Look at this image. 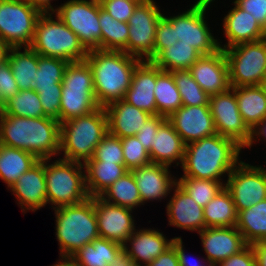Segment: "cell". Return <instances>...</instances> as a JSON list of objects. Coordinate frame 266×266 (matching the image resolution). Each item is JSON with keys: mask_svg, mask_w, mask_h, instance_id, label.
<instances>
[{"mask_svg": "<svg viewBox=\"0 0 266 266\" xmlns=\"http://www.w3.org/2000/svg\"><path fill=\"white\" fill-rule=\"evenodd\" d=\"M242 149L235 140L217 133L188 143L180 166L182 177L221 181L225 184L223 178L228 177L242 161L239 156Z\"/></svg>", "mask_w": 266, "mask_h": 266, "instance_id": "6da1fadb", "label": "cell"}, {"mask_svg": "<svg viewBox=\"0 0 266 266\" xmlns=\"http://www.w3.org/2000/svg\"><path fill=\"white\" fill-rule=\"evenodd\" d=\"M0 144L52 159L60 150V122L50 117L27 118L0 113Z\"/></svg>", "mask_w": 266, "mask_h": 266, "instance_id": "7a4b0ae2", "label": "cell"}, {"mask_svg": "<svg viewBox=\"0 0 266 266\" xmlns=\"http://www.w3.org/2000/svg\"><path fill=\"white\" fill-rule=\"evenodd\" d=\"M90 65L97 104L106 107L123 100L141 59L124 51L93 49L85 59Z\"/></svg>", "mask_w": 266, "mask_h": 266, "instance_id": "3957f363", "label": "cell"}, {"mask_svg": "<svg viewBox=\"0 0 266 266\" xmlns=\"http://www.w3.org/2000/svg\"><path fill=\"white\" fill-rule=\"evenodd\" d=\"M107 134L108 119L104 107L60 123L59 158L85 164Z\"/></svg>", "mask_w": 266, "mask_h": 266, "instance_id": "277c9868", "label": "cell"}, {"mask_svg": "<svg viewBox=\"0 0 266 266\" xmlns=\"http://www.w3.org/2000/svg\"><path fill=\"white\" fill-rule=\"evenodd\" d=\"M53 210L59 256H72L83 246L100 237L93 197Z\"/></svg>", "mask_w": 266, "mask_h": 266, "instance_id": "5b68a950", "label": "cell"}, {"mask_svg": "<svg viewBox=\"0 0 266 266\" xmlns=\"http://www.w3.org/2000/svg\"><path fill=\"white\" fill-rule=\"evenodd\" d=\"M30 47L41 56L68 62L84 61L88 55L79 37L54 12L42 13L39 17Z\"/></svg>", "mask_w": 266, "mask_h": 266, "instance_id": "8992f818", "label": "cell"}, {"mask_svg": "<svg viewBox=\"0 0 266 266\" xmlns=\"http://www.w3.org/2000/svg\"><path fill=\"white\" fill-rule=\"evenodd\" d=\"M45 159L48 205L51 209L81 203L90 196L86 189L84 164L57 158Z\"/></svg>", "mask_w": 266, "mask_h": 266, "instance_id": "52a82bcc", "label": "cell"}, {"mask_svg": "<svg viewBox=\"0 0 266 266\" xmlns=\"http://www.w3.org/2000/svg\"><path fill=\"white\" fill-rule=\"evenodd\" d=\"M99 107L90 65L86 60L69 62L62 80L60 123L87 115Z\"/></svg>", "mask_w": 266, "mask_h": 266, "instance_id": "ba28073f", "label": "cell"}, {"mask_svg": "<svg viewBox=\"0 0 266 266\" xmlns=\"http://www.w3.org/2000/svg\"><path fill=\"white\" fill-rule=\"evenodd\" d=\"M231 87L264 85L266 40L247 42L224 50Z\"/></svg>", "mask_w": 266, "mask_h": 266, "instance_id": "9c48e42d", "label": "cell"}, {"mask_svg": "<svg viewBox=\"0 0 266 266\" xmlns=\"http://www.w3.org/2000/svg\"><path fill=\"white\" fill-rule=\"evenodd\" d=\"M211 5L210 0H197L187 11L167 15L175 25L176 38L195 48L201 55H209L220 49L218 39L207 22L206 12Z\"/></svg>", "mask_w": 266, "mask_h": 266, "instance_id": "30bf717a", "label": "cell"}, {"mask_svg": "<svg viewBox=\"0 0 266 266\" xmlns=\"http://www.w3.org/2000/svg\"><path fill=\"white\" fill-rule=\"evenodd\" d=\"M42 13L26 0H0V38L10 47H30Z\"/></svg>", "mask_w": 266, "mask_h": 266, "instance_id": "8fae6325", "label": "cell"}, {"mask_svg": "<svg viewBox=\"0 0 266 266\" xmlns=\"http://www.w3.org/2000/svg\"><path fill=\"white\" fill-rule=\"evenodd\" d=\"M54 13L70 28L89 51L101 50L99 0H67Z\"/></svg>", "mask_w": 266, "mask_h": 266, "instance_id": "7c38bea8", "label": "cell"}, {"mask_svg": "<svg viewBox=\"0 0 266 266\" xmlns=\"http://www.w3.org/2000/svg\"><path fill=\"white\" fill-rule=\"evenodd\" d=\"M160 6L154 0L140 2L128 21L129 36L127 54L151 61L154 58L156 26L163 16Z\"/></svg>", "mask_w": 266, "mask_h": 266, "instance_id": "4fadbf2b", "label": "cell"}, {"mask_svg": "<svg viewBox=\"0 0 266 266\" xmlns=\"http://www.w3.org/2000/svg\"><path fill=\"white\" fill-rule=\"evenodd\" d=\"M225 188L230 192L237 212L266 199V168L241 161L227 177Z\"/></svg>", "mask_w": 266, "mask_h": 266, "instance_id": "5bb4252c", "label": "cell"}, {"mask_svg": "<svg viewBox=\"0 0 266 266\" xmlns=\"http://www.w3.org/2000/svg\"><path fill=\"white\" fill-rule=\"evenodd\" d=\"M209 108L216 133L235 140L245 149L251 142L252 131L242 119L234 90L210 96Z\"/></svg>", "mask_w": 266, "mask_h": 266, "instance_id": "9a60e30c", "label": "cell"}, {"mask_svg": "<svg viewBox=\"0 0 266 266\" xmlns=\"http://www.w3.org/2000/svg\"><path fill=\"white\" fill-rule=\"evenodd\" d=\"M98 232L101 238L124 244L136 230L134 210L93 197Z\"/></svg>", "mask_w": 266, "mask_h": 266, "instance_id": "2e32d148", "label": "cell"}, {"mask_svg": "<svg viewBox=\"0 0 266 266\" xmlns=\"http://www.w3.org/2000/svg\"><path fill=\"white\" fill-rule=\"evenodd\" d=\"M167 120L173 125L174 130L186 145L216 134L209 105H182Z\"/></svg>", "mask_w": 266, "mask_h": 266, "instance_id": "e0dca14e", "label": "cell"}, {"mask_svg": "<svg viewBox=\"0 0 266 266\" xmlns=\"http://www.w3.org/2000/svg\"><path fill=\"white\" fill-rule=\"evenodd\" d=\"M188 70L209 96L231 88L228 63L221 48L215 53L202 55Z\"/></svg>", "mask_w": 266, "mask_h": 266, "instance_id": "ac0fdd59", "label": "cell"}, {"mask_svg": "<svg viewBox=\"0 0 266 266\" xmlns=\"http://www.w3.org/2000/svg\"><path fill=\"white\" fill-rule=\"evenodd\" d=\"M8 190L15 196L23 213L34 212L45 207L48 204L45 159L39 160L27 170Z\"/></svg>", "mask_w": 266, "mask_h": 266, "instance_id": "d6986e66", "label": "cell"}, {"mask_svg": "<svg viewBox=\"0 0 266 266\" xmlns=\"http://www.w3.org/2000/svg\"><path fill=\"white\" fill-rule=\"evenodd\" d=\"M207 260L217 266L248 244L236 227H206L198 232Z\"/></svg>", "mask_w": 266, "mask_h": 266, "instance_id": "ffe728a7", "label": "cell"}, {"mask_svg": "<svg viewBox=\"0 0 266 266\" xmlns=\"http://www.w3.org/2000/svg\"><path fill=\"white\" fill-rule=\"evenodd\" d=\"M166 165L151 163L149 165L133 169L131 172L136 181L142 205L149 201H161L172 194V188L177 183Z\"/></svg>", "mask_w": 266, "mask_h": 266, "instance_id": "44dd1931", "label": "cell"}, {"mask_svg": "<svg viewBox=\"0 0 266 266\" xmlns=\"http://www.w3.org/2000/svg\"><path fill=\"white\" fill-rule=\"evenodd\" d=\"M166 206L168 225L191 232L205 229L203 207L199 206L177 183Z\"/></svg>", "mask_w": 266, "mask_h": 266, "instance_id": "7402d4cb", "label": "cell"}, {"mask_svg": "<svg viewBox=\"0 0 266 266\" xmlns=\"http://www.w3.org/2000/svg\"><path fill=\"white\" fill-rule=\"evenodd\" d=\"M233 8L228 10L222 20L223 33L227 40L224 44L218 39L222 50L238 44L255 42L263 39V27L247 11L241 9L234 1ZM223 43V44H222Z\"/></svg>", "mask_w": 266, "mask_h": 266, "instance_id": "603a6c76", "label": "cell"}, {"mask_svg": "<svg viewBox=\"0 0 266 266\" xmlns=\"http://www.w3.org/2000/svg\"><path fill=\"white\" fill-rule=\"evenodd\" d=\"M174 239H167L158 228L138 227L123 244V248L137 264L147 266L171 247Z\"/></svg>", "mask_w": 266, "mask_h": 266, "instance_id": "cb8c5ba5", "label": "cell"}, {"mask_svg": "<svg viewBox=\"0 0 266 266\" xmlns=\"http://www.w3.org/2000/svg\"><path fill=\"white\" fill-rule=\"evenodd\" d=\"M156 86V65L143 60L135 68L125 100L151 115H157L154 88Z\"/></svg>", "mask_w": 266, "mask_h": 266, "instance_id": "d4e9b609", "label": "cell"}, {"mask_svg": "<svg viewBox=\"0 0 266 266\" xmlns=\"http://www.w3.org/2000/svg\"><path fill=\"white\" fill-rule=\"evenodd\" d=\"M104 109L108 119V133L119 138L135 136L151 116L125 100L112 102Z\"/></svg>", "mask_w": 266, "mask_h": 266, "instance_id": "484cf974", "label": "cell"}, {"mask_svg": "<svg viewBox=\"0 0 266 266\" xmlns=\"http://www.w3.org/2000/svg\"><path fill=\"white\" fill-rule=\"evenodd\" d=\"M186 144L166 119L154 135L153 147L150 150L152 163L178 167L182 165ZM175 163V165H174Z\"/></svg>", "mask_w": 266, "mask_h": 266, "instance_id": "4316f807", "label": "cell"}, {"mask_svg": "<svg viewBox=\"0 0 266 266\" xmlns=\"http://www.w3.org/2000/svg\"><path fill=\"white\" fill-rule=\"evenodd\" d=\"M235 92L244 123L253 131L266 119V88L264 85L231 87Z\"/></svg>", "mask_w": 266, "mask_h": 266, "instance_id": "83f0119b", "label": "cell"}, {"mask_svg": "<svg viewBox=\"0 0 266 266\" xmlns=\"http://www.w3.org/2000/svg\"><path fill=\"white\" fill-rule=\"evenodd\" d=\"M86 189L90 197H99L110 185L128 172L124 164L87 161L84 164Z\"/></svg>", "mask_w": 266, "mask_h": 266, "instance_id": "f1b7e54d", "label": "cell"}, {"mask_svg": "<svg viewBox=\"0 0 266 266\" xmlns=\"http://www.w3.org/2000/svg\"><path fill=\"white\" fill-rule=\"evenodd\" d=\"M38 161L30 152L0 144V179L8 189Z\"/></svg>", "mask_w": 266, "mask_h": 266, "instance_id": "f546056e", "label": "cell"}, {"mask_svg": "<svg viewBox=\"0 0 266 266\" xmlns=\"http://www.w3.org/2000/svg\"><path fill=\"white\" fill-rule=\"evenodd\" d=\"M7 60L19 90L33 89L38 70V53L31 47H11Z\"/></svg>", "mask_w": 266, "mask_h": 266, "instance_id": "4dcf8cb0", "label": "cell"}, {"mask_svg": "<svg viewBox=\"0 0 266 266\" xmlns=\"http://www.w3.org/2000/svg\"><path fill=\"white\" fill-rule=\"evenodd\" d=\"M236 228L248 245L266 241V199L248 209L239 211Z\"/></svg>", "mask_w": 266, "mask_h": 266, "instance_id": "1f68e13d", "label": "cell"}, {"mask_svg": "<svg viewBox=\"0 0 266 266\" xmlns=\"http://www.w3.org/2000/svg\"><path fill=\"white\" fill-rule=\"evenodd\" d=\"M203 214L205 227H236L238 212L225 187L203 208Z\"/></svg>", "mask_w": 266, "mask_h": 266, "instance_id": "d6a6232c", "label": "cell"}, {"mask_svg": "<svg viewBox=\"0 0 266 266\" xmlns=\"http://www.w3.org/2000/svg\"><path fill=\"white\" fill-rule=\"evenodd\" d=\"M157 115L168 118L182 106V99L171 71L156 66V86L154 88Z\"/></svg>", "mask_w": 266, "mask_h": 266, "instance_id": "836d02e7", "label": "cell"}, {"mask_svg": "<svg viewBox=\"0 0 266 266\" xmlns=\"http://www.w3.org/2000/svg\"><path fill=\"white\" fill-rule=\"evenodd\" d=\"M201 56L195 48L179 40L161 50L151 62L164 71L188 70Z\"/></svg>", "mask_w": 266, "mask_h": 266, "instance_id": "e575fe53", "label": "cell"}, {"mask_svg": "<svg viewBox=\"0 0 266 266\" xmlns=\"http://www.w3.org/2000/svg\"><path fill=\"white\" fill-rule=\"evenodd\" d=\"M99 197L105 202L131 210H136L142 205L138 187L131 171L116 180Z\"/></svg>", "mask_w": 266, "mask_h": 266, "instance_id": "d590c367", "label": "cell"}, {"mask_svg": "<svg viewBox=\"0 0 266 266\" xmlns=\"http://www.w3.org/2000/svg\"><path fill=\"white\" fill-rule=\"evenodd\" d=\"M99 24L101 27V50L124 51L127 53L129 25L118 21L104 10L99 2Z\"/></svg>", "mask_w": 266, "mask_h": 266, "instance_id": "8d00e7d4", "label": "cell"}, {"mask_svg": "<svg viewBox=\"0 0 266 266\" xmlns=\"http://www.w3.org/2000/svg\"><path fill=\"white\" fill-rule=\"evenodd\" d=\"M122 247L120 243L98 237L72 257L83 266H108Z\"/></svg>", "mask_w": 266, "mask_h": 266, "instance_id": "74e56055", "label": "cell"}, {"mask_svg": "<svg viewBox=\"0 0 266 266\" xmlns=\"http://www.w3.org/2000/svg\"><path fill=\"white\" fill-rule=\"evenodd\" d=\"M0 113L16 117H45L40 97L34 89L19 92L0 107Z\"/></svg>", "mask_w": 266, "mask_h": 266, "instance_id": "f35d334b", "label": "cell"}, {"mask_svg": "<svg viewBox=\"0 0 266 266\" xmlns=\"http://www.w3.org/2000/svg\"><path fill=\"white\" fill-rule=\"evenodd\" d=\"M68 63V61L61 58L38 54V70L35 81H33V89L38 92L40 89L55 88L57 83H62Z\"/></svg>", "mask_w": 266, "mask_h": 266, "instance_id": "ab89813d", "label": "cell"}, {"mask_svg": "<svg viewBox=\"0 0 266 266\" xmlns=\"http://www.w3.org/2000/svg\"><path fill=\"white\" fill-rule=\"evenodd\" d=\"M182 99V105H209L210 96L194 80L189 70L171 71Z\"/></svg>", "mask_w": 266, "mask_h": 266, "instance_id": "60d3db41", "label": "cell"}, {"mask_svg": "<svg viewBox=\"0 0 266 266\" xmlns=\"http://www.w3.org/2000/svg\"><path fill=\"white\" fill-rule=\"evenodd\" d=\"M177 184L203 208L225 187L221 181L181 176Z\"/></svg>", "mask_w": 266, "mask_h": 266, "instance_id": "b9f144b4", "label": "cell"}, {"mask_svg": "<svg viewBox=\"0 0 266 266\" xmlns=\"http://www.w3.org/2000/svg\"><path fill=\"white\" fill-rule=\"evenodd\" d=\"M124 165L128 171L151 164L150 154L136 136L121 138Z\"/></svg>", "mask_w": 266, "mask_h": 266, "instance_id": "7bdbcfd3", "label": "cell"}, {"mask_svg": "<svg viewBox=\"0 0 266 266\" xmlns=\"http://www.w3.org/2000/svg\"><path fill=\"white\" fill-rule=\"evenodd\" d=\"M89 161L124 164L121 138L108 133L96 146L93 156Z\"/></svg>", "mask_w": 266, "mask_h": 266, "instance_id": "ee69618b", "label": "cell"}, {"mask_svg": "<svg viewBox=\"0 0 266 266\" xmlns=\"http://www.w3.org/2000/svg\"><path fill=\"white\" fill-rule=\"evenodd\" d=\"M166 13L160 18L156 26L154 57L163 49L173 46L179 41L175 34V25L167 18Z\"/></svg>", "mask_w": 266, "mask_h": 266, "instance_id": "f6af8a7d", "label": "cell"}, {"mask_svg": "<svg viewBox=\"0 0 266 266\" xmlns=\"http://www.w3.org/2000/svg\"><path fill=\"white\" fill-rule=\"evenodd\" d=\"M45 116L60 122V100L62 83H57L55 88L40 89L38 92Z\"/></svg>", "mask_w": 266, "mask_h": 266, "instance_id": "bcb514c9", "label": "cell"}, {"mask_svg": "<svg viewBox=\"0 0 266 266\" xmlns=\"http://www.w3.org/2000/svg\"><path fill=\"white\" fill-rule=\"evenodd\" d=\"M144 0H99L101 7L114 19L128 23L136 6Z\"/></svg>", "mask_w": 266, "mask_h": 266, "instance_id": "7dc6e473", "label": "cell"}, {"mask_svg": "<svg viewBox=\"0 0 266 266\" xmlns=\"http://www.w3.org/2000/svg\"><path fill=\"white\" fill-rule=\"evenodd\" d=\"M19 88L8 60L0 63V107L15 96Z\"/></svg>", "mask_w": 266, "mask_h": 266, "instance_id": "c3c4849f", "label": "cell"}, {"mask_svg": "<svg viewBox=\"0 0 266 266\" xmlns=\"http://www.w3.org/2000/svg\"><path fill=\"white\" fill-rule=\"evenodd\" d=\"M167 118L161 115H151L148 120L143 124L142 128L135 135L142 143L143 147L150 152L153 147L154 135L157 134L159 126Z\"/></svg>", "mask_w": 266, "mask_h": 266, "instance_id": "681fc988", "label": "cell"}, {"mask_svg": "<svg viewBox=\"0 0 266 266\" xmlns=\"http://www.w3.org/2000/svg\"><path fill=\"white\" fill-rule=\"evenodd\" d=\"M234 2L250 13L262 27L266 24V0H234Z\"/></svg>", "mask_w": 266, "mask_h": 266, "instance_id": "f907efd6", "label": "cell"}, {"mask_svg": "<svg viewBox=\"0 0 266 266\" xmlns=\"http://www.w3.org/2000/svg\"><path fill=\"white\" fill-rule=\"evenodd\" d=\"M217 266H256L254 251L251 245L220 262Z\"/></svg>", "mask_w": 266, "mask_h": 266, "instance_id": "816d5d0a", "label": "cell"}, {"mask_svg": "<svg viewBox=\"0 0 266 266\" xmlns=\"http://www.w3.org/2000/svg\"><path fill=\"white\" fill-rule=\"evenodd\" d=\"M174 241L172 243V246L176 249V253L178 256L179 266H213L206 257L204 259L201 257L197 261H192V259L187 256L188 252L185 251V248L183 245L182 237H174ZM191 257V256H190ZM203 261V262H202Z\"/></svg>", "mask_w": 266, "mask_h": 266, "instance_id": "f5cc1de1", "label": "cell"}, {"mask_svg": "<svg viewBox=\"0 0 266 266\" xmlns=\"http://www.w3.org/2000/svg\"><path fill=\"white\" fill-rule=\"evenodd\" d=\"M147 266H179L176 249L171 246Z\"/></svg>", "mask_w": 266, "mask_h": 266, "instance_id": "db71d44e", "label": "cell"}, {"mask_svg": "<svg viewBox=\"0 0 266 266\" xmlns=\"http://www.w3.org/2000/svg\"><path fill=\"white\" fill-rule=\"evenodd\" d=\"M108 266H141L137 264L122 247Z\"/></svg>", "mask_w": 266, "mask_h": 266, "instance_id": "11a10c76", "label": "cell"}, {"mask_svg": "<svg viewBox=\"0 0 266 266\" xmlns=\"http://www.w3.org/2000/svg\"><path fill=\"white\" fill-rule=\"evenodd\" d=\"M256 266H266V241L253 243L252 245Z\"/></svg>", "mask_w": 266, "mask_h": 266, "instance_id": "9f6ffc18", "label": "cell"}, {"mask_svg": "<svg viewBox=\"0 0 266 266\" xmlns=\"http://www.w3.org/2000/svg\"><path fill=\"white\" fill-rule=\"evenodd\" d=\"M259 138V139H258ZM265 142L266 141V119L259 124L253 131H252V138H251V142L249 143V145L246 147L247 148H251L252 145L255 144V142H260L262 141ZM258 140V141H257Z\"/></svg>", "mask_w": 266, "mask_h": 266, "instance_id": "6f0895ef", "label": "cell"}, {"mask_svg": "<svg viewBox=\"0 0 266 266\" xmlns=\"http://www.w3.org/2000/svg\"><path fill=\"white\" fill-rule=\"evenodd\" d=\"M31 5H34L36 8L41 10L43 13L54 12L56 10V6L51 4L54 0H26Z\"/></svg>", "mask_w": 266, "mask_h": 266, "instance_id": "680465c9", "label": "cell"}, {"mask_svg": "<svg viewBox=\"0 0 266 266\" xmlns=\"http://www.w3.org/2000/svg\"><path fill=\"white\" fill-rule=\"evenodd\" d=\"M58 262L51 266H83L72 256H59Z\"/></svg>", "mask_w": 266, "mask_h": 266, "instance_id": "91938a15", "label": "cell"}, {"mask_svg": "<svg viewBox=\"0 0 266 266\" xmlns=\"http://www.w3.org/2000/svg\"><path fill=\"white\" fill-rule=\"evenodd\" d=\"M10 48L11 47L3 39L0 38V63L7 60Z\"/></svg>", "mask_w": 266, "mask_h": 266, "instance_id": "94428289", "label": "cell"}, {"mask_svg": "<svg viewBox=\"0 0 266 266\" xmlns=\"http://www.w3.org/2000/svg\"><path fill=\"white\" fill-rule=\"evenodd\" d=\"M263 39L266 40V24L263 26Z\"/></svg>", "mask_w": 266, "mask_h": 266, "instance_id": "6125c7cd", "label": "cell"}]
</instances>
